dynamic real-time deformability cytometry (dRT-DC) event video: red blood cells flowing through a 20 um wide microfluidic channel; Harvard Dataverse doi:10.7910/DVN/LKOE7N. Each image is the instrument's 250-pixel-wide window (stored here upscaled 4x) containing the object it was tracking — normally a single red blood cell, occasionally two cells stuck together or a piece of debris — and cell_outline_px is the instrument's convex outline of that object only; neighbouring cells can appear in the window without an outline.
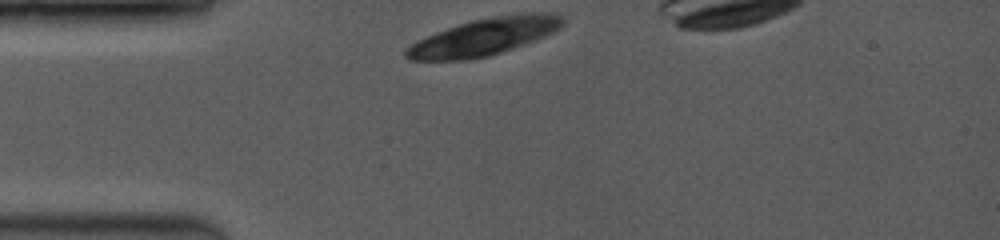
{"species": "common noctule bat (a hibernating species)", "species_latin": "Nyctalus noctula", "temperature_condition": "room temperature", "stored_images_in_passage": 1, "camera_frame_rate_fps": 3500, "um_per_image_px": 0.085, "animal": {"sex": "female", "body_mass_g": 19.0, "forearm_length_mm": 53.3}, "frame": {"image": 1, "passage_image": 1, "time_ms": 0.0, "image_size_px": [1000, 240], "cell_outline_px": [[564, 24], [560, 28], [544, 36], [500, 52], [488, 56], [464, 60], [408, 60], [404, 56], [404, 52], [416, 40], [436, 32], [472, 20], [496, 16], [524, 12], [556, 12], [564, 16]], "centroid_in_image_um": [41.18, 3.11], "position_along_channel_um": 43.8, "area_um2": 33.64}}